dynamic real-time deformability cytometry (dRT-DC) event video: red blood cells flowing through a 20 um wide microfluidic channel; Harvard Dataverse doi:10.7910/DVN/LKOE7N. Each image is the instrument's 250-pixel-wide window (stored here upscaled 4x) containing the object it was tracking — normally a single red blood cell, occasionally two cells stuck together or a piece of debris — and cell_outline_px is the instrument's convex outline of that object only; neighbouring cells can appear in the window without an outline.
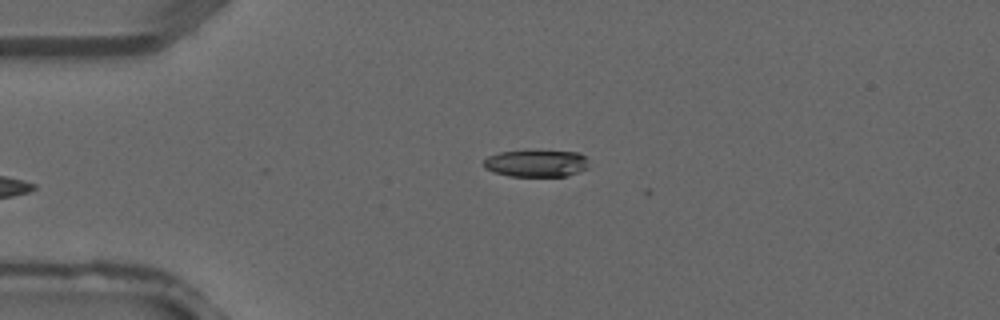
{"species": "common noctule bat (a hibernating species)", "species_latin": "Nyctalus noctula", "temperature_condition": "warm", "stored_images_in_passage": 3, "camera_frame_rate_fps": 3000, "um_per_image_px": 0.085, "animal": {"sex": "male", "forearm_length_mm": 52.5}, "frame": {"image": 1, "passage_image": 3, "time_ms": 0.667, "image_size_px": [1000, 320], "cell_outline_px": [[588, 168], [580, 172], [568, 176], [508, 176], [492, 172], [484, 168], [484, 160], [488, 156], [500, 152], [580, 152], [588, 160]], "centroid_in_image_um": [45.6, 13.91], "position_along_channel_um": 39.4, "area_um2": 16.36}}